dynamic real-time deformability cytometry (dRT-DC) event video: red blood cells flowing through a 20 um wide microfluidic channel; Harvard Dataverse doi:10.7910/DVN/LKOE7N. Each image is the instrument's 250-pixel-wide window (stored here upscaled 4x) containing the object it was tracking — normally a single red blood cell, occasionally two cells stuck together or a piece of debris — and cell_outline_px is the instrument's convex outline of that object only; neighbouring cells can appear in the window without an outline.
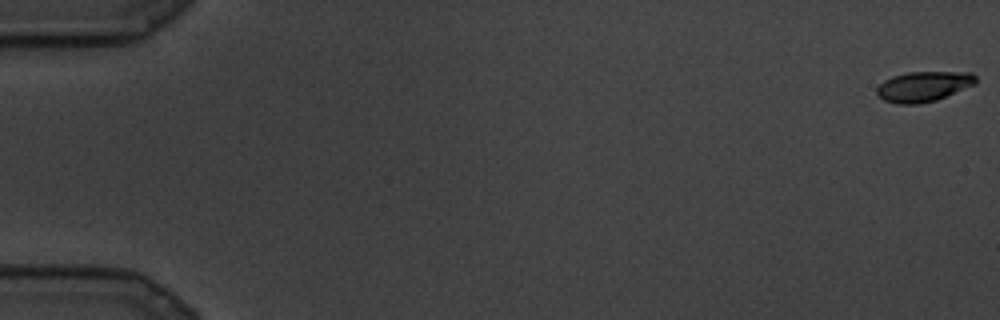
{"species": "common noctule bat (a hibernating species)", "species_latin": "Nyctalus noctula", "temperature_condition": "cold", "stored_images_in_passage": 91, "camera_frame_rate_fps": 3000, "um_per_image_px": 0.085, "animal": {"sex": "male", "body_mass_g": 19.5, "forearm_length_mm": 54.6}, "frame": {"image": 1, "passage_image": 1, "time_ms": 0.0, "image_size_px": [1000, 320], "cell_outline_px": [[976, 84], [936, 100], [916, 104], [896, 104], [884, 100], [876, 92], [876, 88], [884, 80], [892, 76], [908, 72], [972, 72], [976, 76]], "centroid_in_image_um": [78.5, 7.34], "position_along_channel_um": 6.5, "area_um2": 17.4}}
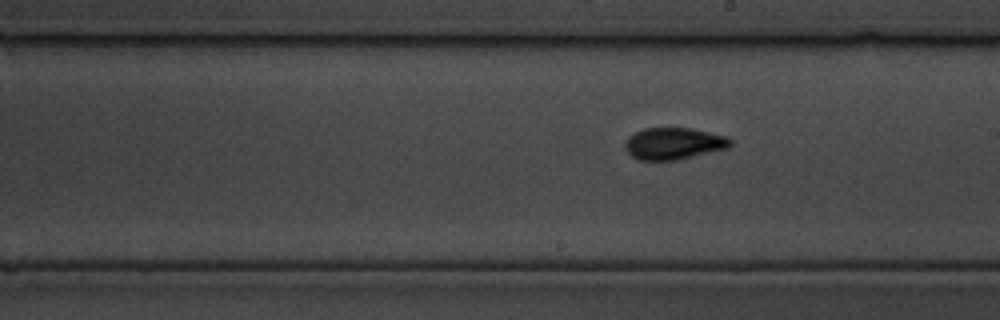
{"frame": {"image": 2, "passage_image": 52, "time_ms": 17.0, "image_size_px": [1000, 320], "cell_outline_px": [[732, 144], [728, 148], [676, 160], [640, 160], [632, 156], [624, 148], [624, 144], [628, 136], [644, 128], [692, 128], [728, 136], [732, 140]], "centroid_in_image_um": [57.27, 12.19], "position_along_channel_um": 231.7, "area_um2": 19.59}}
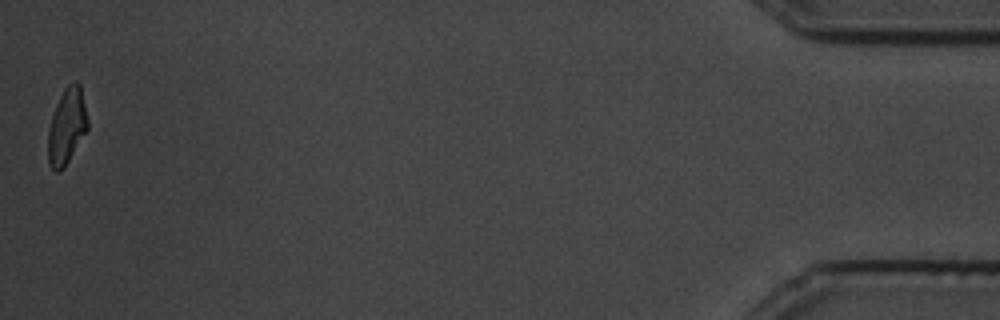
{"frame": {"image": 3, "passage_image": 90, "time_ms": 29.667, "image_size_px": [1000, 320], "cell_outline_px": [[88, 128], [64, 168], [60, 172], [56, 172], [48, 164], [48, 128], [56, 104], [64, 88], [72, 80], [76, 80], [80, 84], [88, 120]], "centroid_in_image_um": [5.67, 10.72], "position_along_channel_um": 429.5, "area_um2": 17.57}}